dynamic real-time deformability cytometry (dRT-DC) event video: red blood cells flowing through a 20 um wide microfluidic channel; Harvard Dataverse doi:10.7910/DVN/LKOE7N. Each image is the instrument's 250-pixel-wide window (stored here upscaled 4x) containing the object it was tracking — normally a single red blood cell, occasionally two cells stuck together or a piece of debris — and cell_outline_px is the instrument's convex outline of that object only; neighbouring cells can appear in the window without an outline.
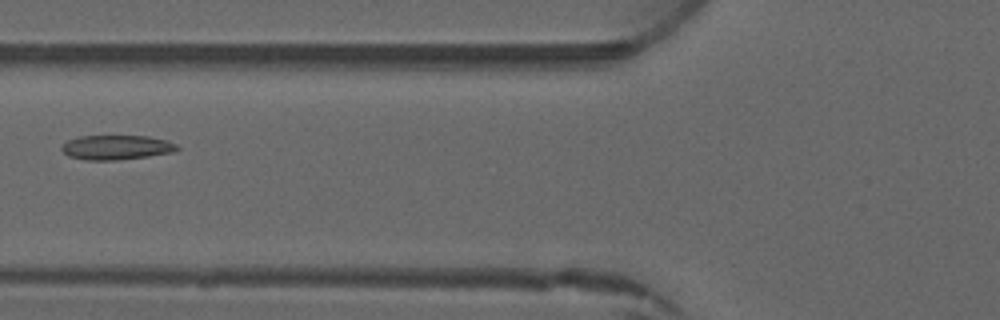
{"species": "common noctule bat (a hibernating species)", "species_latin": "Nyctalus noctula", "temperature_condition": "warm", "stored_images_in_passage": 3, "camera_frame_rate_fps": 3000, "um_per_image_px": 0.085, "animal": {"sex": "male", "forearm_length_mm": 52.5}, "frame": {"image": 1, "passage_image": 2, "time_ms": 1.333, "image_size_px": [1000, 320], "cell_outline_px": [[180, 148], [172, 152], [148, 156], [116, 160], [84, 160], [68, 156], [60, 148], [68, 140], [80, 136], [148, 136], [168, 140], [176, 144]], "centroid_in_image_um": [9.9, 12.53], "position_along_channel_um": 115.9, "area_um2": 16.47}}
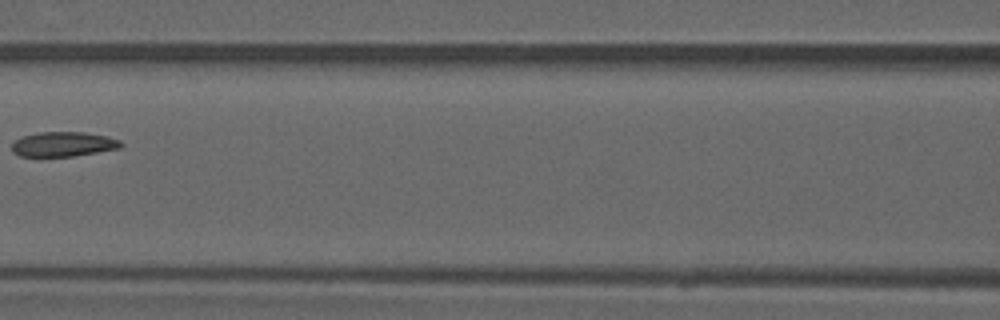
{"frame": {"image": 2, "passage_image": 3, "time_ms": 2.333, "image_size_px": [1000, 320], "cell_outline_px": [[124, 144], [120, 148], [72, 156], [20, 156], [12, 152], [12, 144], [16, 140], [24, 136], [40, 132], [84, 132], [108, 136], [120, 140]], "centroid_in_image_um": [5.4, 12.25], "position_along_channel_um": 161.2, "area_um2": 15.61}}